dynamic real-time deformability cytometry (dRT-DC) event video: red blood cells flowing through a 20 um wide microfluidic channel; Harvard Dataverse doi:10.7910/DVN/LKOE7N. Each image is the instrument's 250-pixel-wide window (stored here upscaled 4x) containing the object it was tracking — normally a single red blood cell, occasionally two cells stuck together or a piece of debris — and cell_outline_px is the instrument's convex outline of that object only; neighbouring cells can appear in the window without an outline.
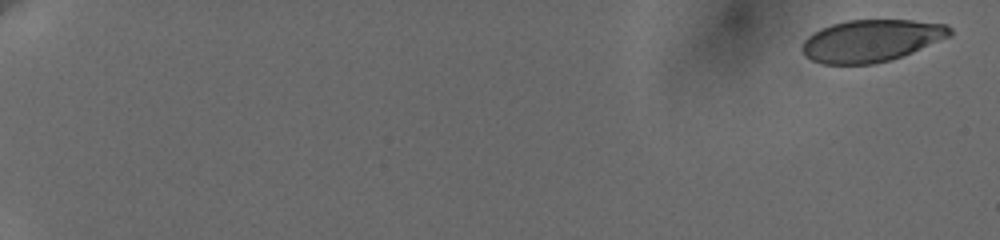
{"species": "human", "species_latin": "Homo sapiens", "temperature_condition": "cold", "stored_images_in_passage": 10, "camera_frame_rate_fps": 3000, "um_per_image_px": 0.085, "donor": {"sex": "female"}, "frame": {"image": 1, "passage_image": 1, "time_ms": 0.0, "image_size_px": [1000, 240], "cell_outline_px": [[952, 36], [912, 52], [888, 60], [872, 64], [820, 64], [804, 56], [800, 48], [804, 40], [812, 32], [820, 28], [832, 24], [848, 20], [912, 20], [948, 24], [952, 28]], "centroid_in_image_um": [74.04, 3.45], "position_along_channel_um": 11.0, "area_um2": 36.47}}
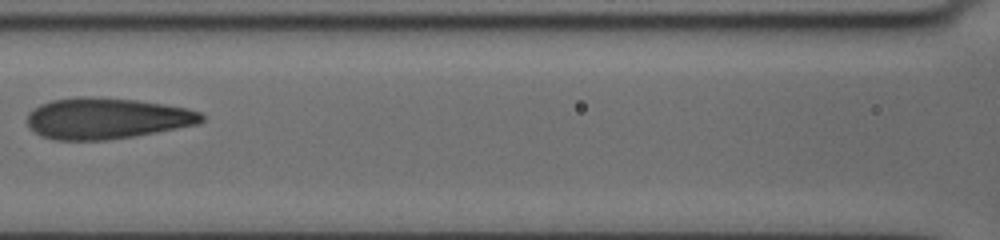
{"frame": {"image": 2, "passage_image": 9, "time_ms": 10.0, "image_size_px": [1000, 240], "cell_outline_px": [[204, 120], [200, 124], [156, 132], [132, 136], [104, 140], [56, 140], [40, 136], [28, 128], [28, 112], [32, 108], [40, 104], [52, 100], [76, 96], [92, 96], [136, 100], [164, 104], [188, 108], [200, 112], [204, 116]], "centroid_in_image_um": [9.04, 10.05], "position_along_channel_um": 157.6, "area_um2": 42.08}}
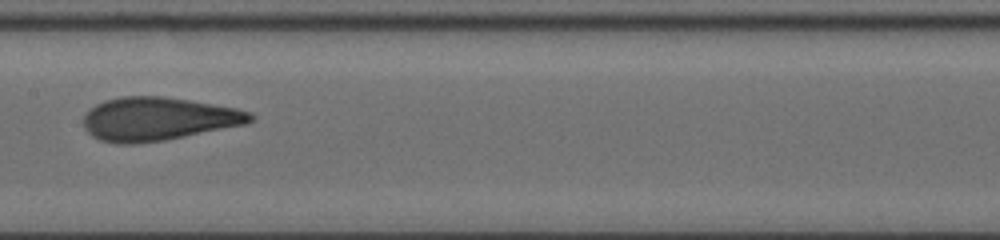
{"frame": {"image": 3, "passage_image": 10, "time_ms": 11.0, "image_size_px": [1000, 240], "cell_outline_px": [[256, 116], [252, 120], [244, 124], [164, 140], [132, 144], [120, 144], [100, 140], [92, 136], [84, 128], [84, 116], [96, 104], [104, 100], [124, 96], [164, 96], [236, 108], [252, 112]], "centroid_in_image_um": [13.42, 10.1], "position_along_channel_um": 194.0, "area_um2": 41.79}}